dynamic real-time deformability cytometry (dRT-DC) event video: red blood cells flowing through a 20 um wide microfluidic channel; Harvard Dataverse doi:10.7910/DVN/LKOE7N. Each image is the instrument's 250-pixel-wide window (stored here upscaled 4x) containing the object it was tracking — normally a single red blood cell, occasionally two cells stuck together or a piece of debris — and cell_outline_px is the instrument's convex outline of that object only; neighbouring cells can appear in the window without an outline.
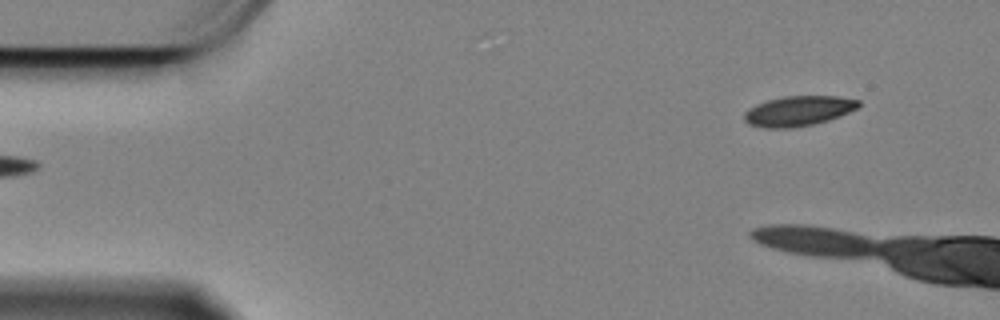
{"species": "Egyptian fruit bat (a non-hibernating species)", "species_latin": "Rousettus aegyptiacus", "temperature_condition": "cold", "stored_images_in_passage": 6, "camera_frame_rate_fps": 3000, "um_per_image_px": 0.085, "animal": {"sex": "female"}, "frame": {"image": 1, "passage_image": 1, "time_ms": 0.0, "image_size_px": [1000, 320], "cell_outline_px": [[860, 104], [856, 108], [848, 112], [828, 120], [812, 124], [784, 128], [768, 128], [748, 124], [744, 120], [744, 112], [748, 108], [756, 104], [768, 100], [784, 96], [840, 96], [860, 100]], "centroid_in_image_um": [67.84, 9.42], "position_along_channel_um": 17.2, "area_um2": 19.83}}